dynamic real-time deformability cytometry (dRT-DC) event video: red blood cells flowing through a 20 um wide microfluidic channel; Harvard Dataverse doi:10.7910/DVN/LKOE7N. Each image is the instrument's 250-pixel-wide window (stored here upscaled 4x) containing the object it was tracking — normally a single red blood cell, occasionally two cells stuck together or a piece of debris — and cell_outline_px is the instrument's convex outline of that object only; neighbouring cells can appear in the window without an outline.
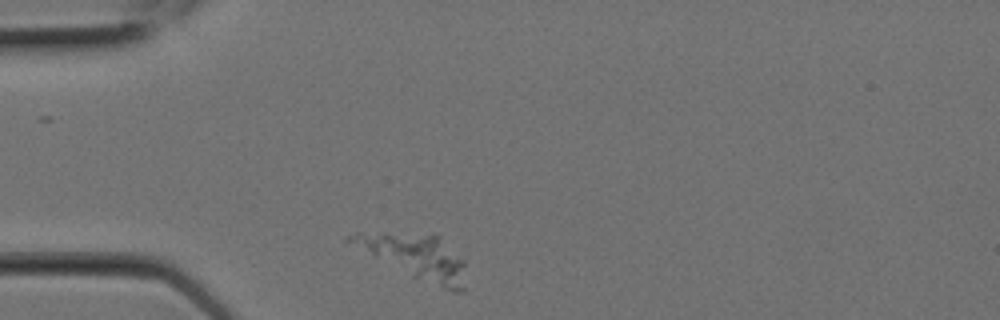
{"species": "Egyptian fruit bat (a non-hibernating species)", "species_latin": "Rousettus aegyptiacus", "temperature_condition": "room temperature", "stored_images_in_passage": 3, "camera_frame_rate_fps": 3000, "um_per_image_px": 0.085, "animal": {"sex": "female"}, "frame": {"image": 1, "passage_image": 1, "time_ms": 0.0, "image_size_px": [1000, 320], "cell_outline_px": [[464, 292], [456, 292], [444, 288], [412, 276], [344, 240], [344, 236], [356, 232], [436, 232], [464, 260]], "centroid_in_image_um": [35.32, 21.73], "position_along_channel_um": 49.7, "area_um2": 29.82}}
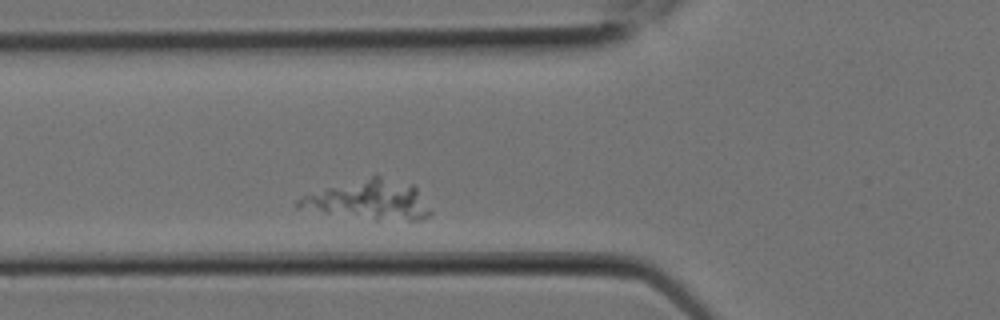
{"frame": {"image": 2, "passage_image": 3, "time_ms": 0.667, "image_size_px": [1000, 320], "cell_outline_px": [[432, 212], [428, 216], [420, 220], [376, 220], [296, 208], [292, 204], [296, 200], [304, 196], [328, 188], [372, 176], [380, 176], [412, 184], [416, 188]], "centroid_in_image_um": [31.39, 17.02], "position_along_channel_um": 94.4, "area_um2": 29.65}}